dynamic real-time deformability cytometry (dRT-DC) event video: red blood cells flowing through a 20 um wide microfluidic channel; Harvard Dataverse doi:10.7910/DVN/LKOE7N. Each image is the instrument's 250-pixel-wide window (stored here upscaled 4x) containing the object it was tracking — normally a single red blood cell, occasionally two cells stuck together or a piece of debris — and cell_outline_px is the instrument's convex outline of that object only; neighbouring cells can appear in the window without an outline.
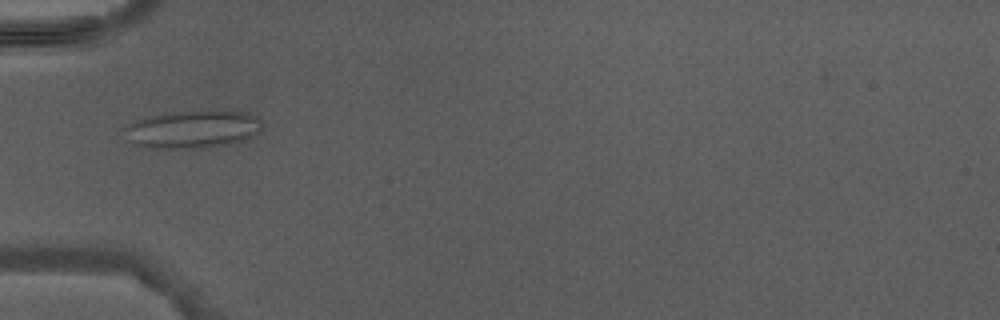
{"species": "Egyptian fruit bat (a non-hibernating species)", "species_latin": "Rousettus aegyptiacus", "temperature_condition": "warm", "stored_images_in_passage": 4, "camera_frame_rate_fps": 3000, "um_per_image_px": 0.085, "animal": {"sex": "male"}, "frame": {"image": 1, "passage_image": 4, "time_ms": 4.667, "image_size_px": [1000, 320], "cell_outline_px": [[264, 124], [256, 132], [244, 140], [228, 144], [200, 148], [148, 148], [136, 144], [124, 128], [140, 120], [152, 116], [168, 112], [248, 112], [256, 116]], "centroid_in_image_um": [16.45, 11.0], "position_along_channel_um": 68.6, "area_um2": 29.19}}